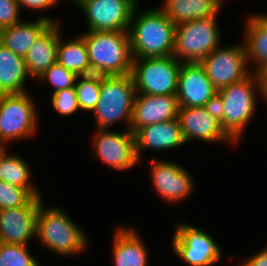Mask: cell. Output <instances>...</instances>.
<instances>
[{
    "label": "cell",
    "instance_id": "cell-26",
    "mask_svg": "<svg viewBox=\"0 0 267 266\" xmlns=\"http://www.w3.org/2000/svg\"><path fill=\"white\" fill-rule=\"evenodd\" d=\"M57 62L77 76L91 74V65L84 38L79 37L64 42L60 35L57 46Z\"/></svg>",
    "mask_w": 267,
    "mask_h": 266
},
{
    "label": "cell",
    "instance_id": "cell-14",
    "mask_svg": "<svg viewBox=\"0 0 267 266\" xmlns=\"http://www.w3.org/2000/svg\"><path fill=\"white\" fill-rule=\"evenodd\" d=\"M151 178L156 192L168 203H177L193 190L191 175L179 164L151 158Z\"/></svg>",
    "mask_w": 267,
    "mask_h": 266
},
{
    "label": "cell",
    "instance_id": "cell-15",
    "mask_svg": "<svg viewBox=\"0 0 267 266\" xmlns=\"http://www.w3.org/2000/svg\"><path fill=\"white\" fill-rule=\"evenodd\" d=\"M217 92L200 63L181 64L176 92L179 107H204Z\"/></svg>",
    "mask_w": 267,
    "mask_h": 266
},
{
    "label": "cell",
    "instance_id": "cell-22",
    "mask_svg": "<svg viewBox=\"0 0 267 266\" xmlns=\"http://www.w3.org/2000/svg\"><path fill=\"white\" fill-rule=\"evenodd\" d=\"M161 8L175 24L217 17L223 0H164Z\"/></svg>",
    "mask_w": 267,
    "mask_h": 266
},
{
    "label": "cell",
    "instance_id": "cell-25",
    "mask_svg": "<svg viewBox=\"0 0 267 266\" xmlns=\"http://www.w3.org/2000/svg\"><path fill=\"white\" fill-rule=\"evenodd\" d=\"M30 180L31 170L28 163L18 155H9L4 147L0 151V181L25 188L34 197H42Z\"/></svg>",
    "mask_w": 267,
    "mask_h": 266
},
{
    "label": "cell",
    "instance_id": "cell-8",
    "mask_svg": "<svg viewBox=\"0 0 267 266\" xmlns=\"http://www.w3.org/2000/svg\"><path fill=\"white\" fill-rule=\"evenodd\" d=\"M37 110L28 93L0 95V145L31 137L37 129Z\"/></svg>",
    "mask_w": 267,
    "mask_h": 266
},
{
    "label": "cell",
    "instance_id": "cell-32",
    "mask_svg": "<svg viewBox=\"0 0 267 266\" xmlns=\"http://www.w3.org/2000/svg\"><path fill=\"white\" fill-rule=\"evenodd\" d=\"M17 0H0V30L20 22Z\"/></svg>",
    "mask_w": 267,
    "mask_h": 266
},
{
    "label": "cell",
    "instance_id": "cell-13",
    "mask_svg": "<svg viewBox=\"0 0 267 266\" xmlns=\"http://www.w3.org/2000/svg\"><path fill=\"white\" fill-rule=\"evenodd\" d=\"M43 202L35 197L27 206L0 211V243L27 245L36 236V219Z\"/></svg>",
    "mask_w": 267,
    "mask_h": 266
},
{
    "label": "cell",
    "instance_id": "cell-38",
    "mask_svg": "<svg viewBox=\"0 0 267 266\" xmlns=\"http://www.w3.org/2000/svg\"><path fill=\"white\" fill-rule=\"evenodd\" d=\"M76 3V5L81 1V0H72Z\"/></svg>",
    "mask_w": 267,
    "mask_h": 266
},
{
    "label": "cell",
    "instance_id": "cell-24",
    "mask_svg": "<svg viewBox=\"0 0 267 266\" xmlns=\"http://www.w3.org/2000/svg\"><path fill=\"white\" fill-rule=\"evenodd\" d=\"M245 30L244 45L246 48L247 61L251 59L256 63L257 73L267 66V15H253L249 17Z\"/></svg>",
    "mask_w": 267,
    "mask_h": 266
},
{
    "label": "cell",
    "instance_id": "cell-9",
    "mask_svg": "<svg viewBox=\"0 0 267 266\" xmlns=\"http://www.w3.org/2000/svg\"><path fill=\"white\" fill-rule=\"evenodd\" d=\"M176 226L172 246L182 261L189 266H212L221 259L219 245L206 231L186 223Z\"/></svg>",
    "mask_w": 267,
    "mask_h": 266
},
{
    "label": "cell",
    "instance_id": "cell-33",
    "mask_svg": "<svg viewBox=\"0 0 267 266\" xmlns=\"http://www.w3.org/2000/svg\"><path fill=\"white\" fill-rule=\"evenodd\" d=\"M204 108L211 116H213L217 121L220 122L223 129V113L225 108L222 97L218 93H216L206 102Z\"/></svg>",
    "mask_w": 267,
    "mask_h": 266
},
{
    "label": "cell",
    "instance_id": "cell-5",
    "mask_svg": "<svg viewBox=\"0 0 267 266\" xmlns=\"http://www.w3.org/2000/svg\"><path fill=\"white\" fill-rule=\"evenodd\" d=\"M257 88V89H256ZM256 90L260 93L257 73L218 90L224 102L223 130L235 142L239 141L256 106Z\"/></svg>",
    "mask_w": 267,
    "mask_h": 266
},
{
    "label": "cell",
    "instance_id": "cell-20",
    "mask_svg": "<svg viewBox=\"0 0 267 266\" xmlns=\"http://www.w3.org/2000/svg\"><path fill=\"white\" fill-rule=\"evenodd\" d=\"M57 21L44 15L32 22H18L12 26L1 29L0 43L15 54L25 56L39 36Z\"/></svg>",
    "mask_w": 267,
    "mask_h": 266
},
{
    "label": "cell",
    "instance_id": "cell-19",
    "mask_svg": "<svg viewBox=\"0 0 267 266\" xmlns=\"http://www.w3.org/2000/svg\"><path fill=\"white\" fill-rule=\"evenodd\" d=\"M59 25L51 24L24 56L31 78L38 79L57 61V46L61 35Z\"/></svg>",
    "mask_w": 267,
    "mask_h": 266
},
{
    "label": "cell",
    "instance_id": "cell-11",
    "mask_svg": "<svg viewBox=\"0 0 267 266\" xmlns=\"http://www.w3.org/2000/svg\"><path fill=\"white\" fill-rule=\"evenodd\" d=\"M136 0H81L88 31H128Z\"/></svg>",
    "mask_w": 267,
    "mask_h": 266
},
{
    "label": "cell",
    "instance_id": "cell-1",
    "mask_svg": "<svg viewBox=\"0 0 267 266\" xmlns=\"http://www.w3.org/2000/svg\"><path fill=\"white\" fill-rule=\"evenodd\" d=\"M129 26L133 59L173 56L176 25L162 9H149L136 15Z\"/></svg>",
    "mask_w": 267,
    "mask_h": 266
},
{
    "label": "cell",
    "instance_id": "cell-30",
    "mask_svg": "<svg viewBox=\"0 0 267 266\" xmlns=\"http://www.w3.org/2000/svg\"><path fill=\"white\" fill-rule=\"evenodd\" d=\"M77 75L69 71L57 61L51 65L37 80H45L55 88L53 93L62 89L74 87Z\"/></svg>",
    "mask_w": 267,
    "mask_h": 266
},
{
    "label": "cell",
    "instance_id": "cell-18",
    "mask_svg": "<svg viewBox=\"0 0 267 266\" xmlns=\"http://www.w3.org/2000/svg\"><path fill=\"white\" fill-rule=\"evenodd\" d=\"M134 136L138 160L141 159L142 149L168 150L186 143L177 118L142 127Z\"/></svg>",
    "mask_w": 267,
    "mask_h": 266
},
{
    "label": "cell",
    "instance_id": "cell-17",
    "mask_svg": "<svg viewBox=\"0 0 267 266\" xmlns=\"http://www.w3.org/2000/svg\"><path fill=\"white\" fill-rule=\"evenodd\" d=\"M184 139L206 142H233L224 132L219 121L211 116L204 107H180L177 117Z\"/></svg>",
    "mask_w": 267,
    "mask_h": 266
},
{
    "label": "cell",
    "instance_id": "cell-21",
    "mask_svg": "<svg viewBox=\"0 0 267 266\" xmlns=\"http://www.w3.org/2000/svg\"><path fill=\"white\" fill-rule=\"evenodd\" d=\"M137 231L118 227L113 242V261L115 266H147L148 253Z\"/></svg>",
    "mask_w": 267,
    "mask_h": 266
},
{
    "label": "cell",
    "instance_id": "cell-37",
    "mask_svg": "<svg viewBox=\"0 0 267 266\" xmlns=\"http://www.w3.org/2000/svg\"><path fill=\"white\" fill-rule=\"evenodd\" d=\"M31 266H39V265L38 262L35 261Z\"/></svg>",
    "mask_w": 267,
    "mask_h": 266
},
{
    "label": "cell",
    "instance_id": "cell-28",
    "mask_svg": "<svg viewBox=\"0 0 267 266\" xmlns=\"http://www.w3.org/2000/svg\"><path fill=\"white\" fill-rule=\"evenodd\" d=\"M34 198L27 189L0 181V211L27 206Z\"/></svg>",
    "mask_w": 267,
    "mask_h": 266
},
{
    "label": "cell",
    "instance_id": "cell-27",
    "mask_svg": "<svg viewBox=\"0 0 267 266\" xmlns=\"http://www.w3.org/2000/svg\"><path fill=\"white\" fill-rule=\"evenodd\" d=\"M75 83V90L78 105L81 110L93 111L99 100L101 75L92 73L78 76Z\"/></svg>",
    "mask_w": 267,
    "mask_h": 266
},
{
    "label": "cell",
    "instance_id": "cell-35",
    "mask_svg": "<svg viewBox=\"0 0 267 266\" xmlns=\"http://www.w3.org/2000/svg\"><path fill=\"white\" fill-rule=\"evenodd\" d=\"M239 266H267V247L245 260Z\"/></svg>",
    "mask_w": 267,
    "mask_h": 266
},
{
    "label": "cell",
    "instance_id": "cell-3",
    "mask_svg": "<svg viewBox=\"0 0 267 266\" xmlns=\"http://www.w3.org/2000/svg\"><path fill=\"white\" fill-rule=\"evenodd\" d=\"M43 202L36 219V236L48 249L60 255H76L87 247L85 233L66 213Z\"/></svg>",
    "mask_w": 267,
    "mask_h": 266
},
{
    "label": "cell",
    "instance_id": "cell-10",
    "mask_svg": "<svg viewBox=\"0 0 267 266\" xmlns=\"http://www.w3.org/2000/svg\"><path fill=\"white\" fill-rule=\"evenodd\" d=\"M247 63L244 44L225 48L218 46L200 62L217 90L248 77L252 72Z\"/></svg>",
    "mask_w": 267,
    "mask_h": 266
},
{
    "label": "cell",
    "instance_id": "cell-12",
    "mask_svg": "<svg viewBox=\"0 0 267 266\" xmlns=\"http://www.w3.org/2000/svg\"><path fill=\"white\" fill-rule=\"evenodd\" d=\"M94 149L98 158L116 170L131 169L140 161L136 154L135 136L127 128L124 132L97 129Z\"/></svg>",
    "mask_w": 267,
    "mask_h": 266
},
{
    "label": "cell",
    "instance_id": "cell-23",
    "mask_svg": "<svg viewBox=\"0 0 267 266\" xmlns=\"http://www.w3.org/2000/svg\"><path fill=\"white\" fill-rule=\"evenodd\" d=\"M27 77L30 75L24 57L0 43V95L26 93Z\"/></svg>",
    "mask_w": 267,
    "mask_h": 266
},
{
    "label": "cell",
    "instance_id": "cell-16",
    "mask_svg": "<svg viewBox=\"0 0 267 266\" xmlns=\"http://www.w3.org/2000/svg\"><path fill=\"white\" fill-rule=\"evenodd\" d=\"M179 108L176 95L136 94L130 131L134 134L142 127L176 119Z\"/></svg>",
    "mask_w": 267,
    "mask_h": 266
},
{
    "label": "cell",
    "instance_id": "cell-2",
    "mask_svg": "<svg viewBox=\"0 0 267 266\" xmlns=\"http://www.w3.org/2000/svg\"><path fill=\"white\" fill-rule=\"evenodd\" d=\"M84 38L91 74H131L133 56L128 31H88Z\"/></svg>",
    "mask_w": 267,
    "mask_h": 266
},
{
    "label": "cell",
    "instance_id": "cell-29",
    "mask_svg": "<svg viewBox=\"0 0 267 266\" xmlns=\"http://www.w3.org/2000/svg\"><path fill=\"white\" fill-rule=\"evenodd\" d=\"M27 245L0 243V266H31L36 259Z\"/></svg>",
    "mask_w": 267,
    "mask_h": 266
},
{
    "label": "cell",
    "instance_id": "cell-34",
    "mask_svg": "<svg viewBox=\"0 0 267 266\" xmlns=\"http://www.w3.org/2000/svg\"><path fill=\"white\" fill-rule=\"evenodd\" d=\"M19 8L27 7L32 10H47L57 4L58 0H17Z\"/></svg>",
    "mask_w": 267,
    "mask_h": 266
},
{
    "label": "cell",
    "instance_id": "cell-7",
    "mask_svg": "<svg viewBox=\"0 0 267 266\" xmlns=\"http://www.w3.org/2000/svg\"><path fill=\"white\" fill-rule=\"evenodd\" d=\"M181 64L174 56L133 59L136 94L176 95Z\"/></svg>",
    "mask_w": 267,
    "mask_h": 266
},
{
    "label": "cell",
    "instance_id": "cell-36",
    "mask_svg": "<svg viewBox=\"0 0 267 266\" xmlns=\"http://www.w3.org/2000/svg\"><path fill=\"white\" fill-rule=\"evenodd\" d=\"M259 82H260V95L267 102V66H264L257 72Z\"/></svg>",
    "mask_w": 267,
    "mask_h": 266
},
{
    "label": "cell",
    "instance_id": "cell-6",
    "mask_svg": "<svg viewBox=\"0 0 267 266\" xmlns=\"http://www.w3.org/2000/svg\"><path fill=\"white\" fill-rule=\"evenodd\" d=\"M216 20V17H208L176 25L173 56L177 61L200 63L219 46Z\"/></svg>",
    "mask_w": 267,
    "mask_h": 266
},
{
    "label": "cell",
    "instance_id": "cell-4",
    "mask_svg": "<svg viewBox=\"0 0 267 266\" xmlns=\"http://www.w3.org/2000/svg\"><path fill=\"white\" fill-rule=\"evenodd\" d=\"M136 95L131 74L101 75L99 100L92 111L98 129H108L115 122L125 120L130 130L133 103Z\"/></svg>",
    "mask_w": 267,
    "mask_h": 266
},
{
    "label": "cell",
    "instance_id": "cell-31",
    "mask_svg": "<svg viewBox=\"0 0 267 266\" xmlns=\"http://www.w3.org/2000/svg\"><path fill=\"white\" fill-rule=\"evenodd\" d=\"M53 109L62 116H68L78 111L79 105L75 87L56 91L52 95Z\"/></svg>",
    "mask_w": 267,
    "mask_h": 266
}]
</instances>
